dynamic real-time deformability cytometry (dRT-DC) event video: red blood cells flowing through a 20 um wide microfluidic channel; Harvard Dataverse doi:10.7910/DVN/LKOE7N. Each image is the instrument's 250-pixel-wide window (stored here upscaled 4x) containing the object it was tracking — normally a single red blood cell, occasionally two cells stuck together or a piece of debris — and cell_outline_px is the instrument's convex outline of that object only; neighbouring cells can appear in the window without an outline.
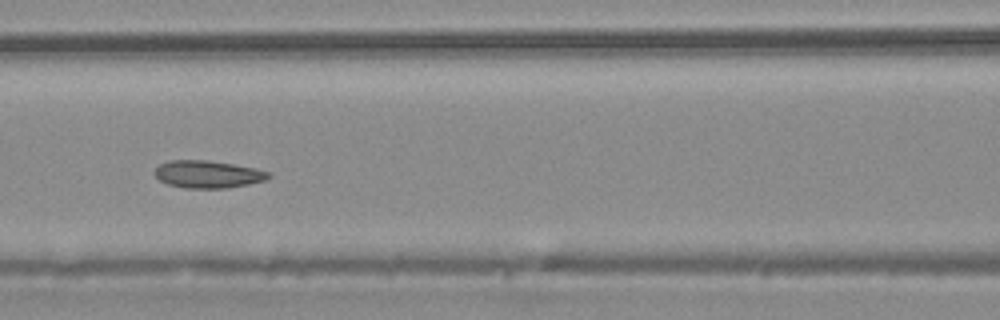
{"species": "common noctule bat (a hibernating species)", "species_latin": "Nyctalus noctula", "temperature_condition": "warm", "stored_images_in_passage": 45, "camera_frame_rate_fps": 3000, "um_per_image_px": 0.085, "animal": {"sex": "male", "body_mass_g": 20.4}, "frame": {"image": 1, "passage_image": 20, "time_ms": 6.333, "image_size_px": [1000, 320], "cell_outline_px": [[272, 176], [268, 180], [228, 188], [184, 188], [168, 184], [160, 180], [152, 172], [160, 164], [168, 160], [208, 160], [256, 168], [272, 172]], "centroid_in_image_um": [17.7, 14.81], "position_along_channel_um": 148.9, "area_um2": 18.44}}